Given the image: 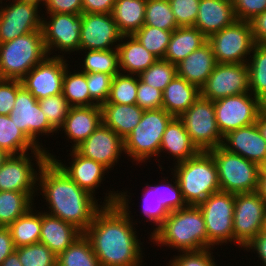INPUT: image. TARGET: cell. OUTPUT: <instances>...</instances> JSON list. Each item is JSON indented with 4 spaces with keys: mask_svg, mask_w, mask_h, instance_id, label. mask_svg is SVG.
<instances>
[{
    "mask_svg": "<svg viewBox=\"0 0 266 266\" xmlns=\"http://www.w3.org/2000/svg\"><path fill=\"white\" fill-rule=\"evenodd\" d=\"M128 197L127 191L119 192L117 204L103 205L84 232L100 266L142 265V242L134 231Z\"/></svg>",
    "mask_w": 266,
    "mask_h": 266,
    "instance_id": "cell-1",
    "label": "cell"
},
{
    "mask_svg": "<svg viewBox=\"0 0 266 266\" xmlns=\"http://www.w3.org/2000/svg\"><path fill=\"white\" fill-rule=\"evenodd\" d=\"M39 172L38 182L42 191L40 195L49 206L47 213L60 218L75 226L82 233L92 223L97 211L103 205L117 204L118 191H109L105 196V202L98 205L96 197L81 189L76 182L71 180L65 172L51 159L37 170ZM117 192V193H116Z\"/></svg>",
    "mask_w": 266,
    "mask_h": 266,
    "instance_id": "cell-2",
    "label": "cell"
},
{
    "mask_svg": "<svg viewBox=\"0 0 266 266\" xmlns=\"http://www.w3.org/2000/svg\"><path fill=\"white\" fill-rule=\"evenodd\" d=\"M151 242L178 252L199 251L208 248V234L200 208L188 205L171 211L164 222L150 234Z\"/></svg>",
    "mask_w": 266,
    "mask_h": 266,
    "instance_id": "cell-3",
    "label": "cell"
},
{
    "mask_svg": "<svg viewBox=\"0 0 266 266\" xmlns=\"http://www.w3.org/2000/svg\"><path fill=\"white\" fill-rule=\"evenodd\" d=\"M172 173L187 205H198L220 190L217 167L209 152L200 151L194 157L175 164Z\"/></svg>",
    "mask_w": 266,
    "mask_h": 266,
    "instance_id": "cell-4",
    "label": "cell"
},
{
    "mask_svg": "<svg viewBox=\"0 0 266 266\" xmlns=\"http://www.w3.org/2000/svg\"><path fill=\"white\" fill-rule=\"evenodd\" d=\"M47 57L42 31H33L0 43V78L21 80Z\"/></svg>",
    "mask_w": 266,
    "mask_h": 266,
    "instance_id": "cell-5",
    "label": "cell"
},
{
    "mask_svg": "<svg viewBox=\"0 0 266 266\" xmlns=\"http://www.w3.org/2000/svg\"><path fill=\"white\" fill-rule=\"evenodd\" d=\"M174 118L163 108L144 110L139 124L123 140L124 152L133 161L147 162L150 157H158L162 135L167 125Z\"/></svg>",
    "mask_w": 266,
    "mask_h": 266,
    "instance_id": "cell-6",
    "label": "cell"
},
{
    "mask_svg": "<svg viewBox=\"0 0 266 266\" xmlns=\"http://www.w3.org/2000/svg\"><path fill=\"white\" fill-rule=\"evenodd\" d=\"M216 164L220 190L228 193L257 192L260 166L222 146L208 151Z\"/></svg>",
    "mask_w": 266,
    "mask_h": 266,
    "instance_id": "cell-7",
    "label": "cell"
},
{
    "mask_svg": "<svg viewBox=\"0 0 266 266\" xmlns=\"http://www.w3.org/2000/svg\"><path fill=\"white\" fill-rule=\"evenodd\" d=\"M199 151L208 152L222 146L213 101L199 97L187 111L178 117Z\"/></svg>",
    "mask_w": 266,
    "mask_h": 266,
    "instance_id": "cell-8",
    "label": "cell"
},
{
    "mask_svg": "<svg viewBox=\"0 0 266 266\" xmlns=\"http://www.w3.org/2000/svg\"><path fill=\"white\" fill-rule=\"evenodd\" d=\"M216 63H247L256 45L250 22L236 20L233 24L207 38Z\"/></svg>",
    "mask_w": 266,
    "mask_h": 266,
    "instance_id": "cell-9",
    "label": "cell"
},
{
    "mask_svg": "<svg viewBox=\"0 0 266 266\" xmlns=\"http://www.w3.org/2000/svg\"><path fill=\"white\" fill-rule=\"evenodd\" d=\"M197 206L205 220L208 248L233 242L234 193L219 191Z\"/></svg>",
    "mask_w": 266,
    "mask_h": 266,
    "instance_id": "cell-10",
    "label": "cell"
},
{
    "mask_svg": "<svg viewBox=\"0 0 266 266\" xmlns=\"http://www.w3.org/2000/svg\"><path fill=\"white\" fill-rule=\"evenodd\" d=\"M213 105L216 123L222 136L256 123L258 115L266 107L251 92L215 100Z\"/></svg>",
    "mask_w": 266,
    "mask_h": 266,
    "instance_id": "cell-11",
    "label": "cell"
},
{
    "mask_svg": "<svg viewBox=\"0 0 266 266\" xmlns=\"http://www.w3.org/2000/svg\"><path fill=\"white\" fill-rule=\"evenodd\" d=\"M266 202L257 192L234 194L233 242L242 249L263 230Z\"/></svg>",
    "mask_w": 266,
    "mask_h": 266,
    "instance_id": "cell-12",
    "label": "cell"
},
{
    "mask_svg": "<svg viewBox=\"0 0 266 266\" xmlns=\"http://www.w3.org/2000/svg\"><path fill=\"white\" fill-rule=\"evenodd\" d=\"M247 92H250L247 63H216L200 88V96L211 101Z\"/></svg>",
    "mask_w": 266,
    "mask_h": 266,
    "instance_id": "cell-13",
    "label": "cell"
},
{
    "mask_svg": "<svg viewBox=\"0 0 266 266\" xmlns=\"http://www.w3.org/2000/svg\"><path fill=\"white\" fill-rule=\"evenodd\" d=\"M50 20L42 18V34L48 56L51 51L61 52L79 51L80 32L82 27L81 15L70 13H54L48 15ZM55 48V49H54Z\"/></svg>",
    "mask_w": 266,
    "mask_h": 266,
    "instance_id": "cell-14",
    "label": "cell"
},
{
    "mask_svg": "<svg viewBox=\"0 0 266 266\" xmlns=\"http://www.w3.org/2000/svg\"><path fill=\"white\" fill-rule=\"evenodd\" d=\"M18 128L41 150L44 148L38 140L39 135L49 136L50 133H57L50 125L45 114L42 112L38 100L22 87L17 92L13 110L9 114ZM40 143V144H39Z\"/></svg>",
    "mask_w": 266,
    "mask_h": 266,
    "instance_id": "cell-15",
    "label": "cell"
},
{
    "mask_svg": "<svg viewBox=\"0 0 266 266\" xmlns=\"http://www.w3.org/2000/svg\"><path fill=\"white\" fill-rule=\"evenodd\" d=\"M64 55L48 56L21 79L22 86L37 100L62 94L63 76L69 65Z\"/></svg>",
    "mask_w": 266,
    "mask_h": 266,
    "instance_id": "cell-16",
    "label": "cell"
},
{
    "mask_svg": "<svg viewBox=\"0 0 266 266\" xmlns=\"http://www.w3.org/2000/svg\"><path fill=\"white\" fill-rule=\"evenodd\" d=\"M0 7V43L12 41L33 31H42L39 6L12 0L8 5Z\"/></svg>",
    "mask_w": 266,
    "mask_h": 266,
    "instance_id": "cell-17",
    "label": "cell"
},
{
    "mask_svg": "<svg viewBox=\"0 0 266 266\" xmlns=\"http://www.w3.org/2000/svg\"><path fill=\"white\" fill-rule=\"evenodd\" d=\"M81 17L80 51L117 49L122 34L112 14L82 13Z\"/></svg>",
    "mask_w": 266,
    "mask_h": 266,
    "instance_id": "cell-18",
    "label": "cell"
},
{
    "mask_svg": "<svg viewBox=\"0 0 266 266\" xmlns=\"http://www.w3.org/2000/svg\"><path fill=\"white\" fill-rule=\"evenodd\" d=\"M75 150L111 170L122 152L124 153V141L112 129L101 123Z\"/></svg>",
    "mask_w": 266,
    "mask_h": 266,
    "instance_id": "cell-19",
    "label": "cell"
},
{
    "mask_svg": "<svg viewBox=\"0 0 266 266\" xmlns=\"http://www.w3.org/2000/svg\"><path fill=\"white\" fill-rule=\"evenodd\" d=\"M32 161L27 153L9 155L0 167V191L37 193L39 173Z\"/></svg>",
    "mask_w": 266,
    "mask_h": 266,
    "instance_id": "cell-20",
    "label": "cell"
},
{
    "mask_svg": "<svg viewBox=\"0 0 266 266\" xmlns=\"http://www.w3.org/2000/svg\"><path fill=\"white\" fill-rule=\"evenodd\" d=\"M222 147L261 166L266 161V140L256 123L228 132Z\"/></svg>",
    "mask_w": 266,
    "mask_h": 266,
    "instance_id": "cell-21",
    "label": "cell"
},
{
    "mask_svg": "<svg viewBox=\"0 0 266 266\" xmlns=\"http://www.w3.org/2000/svg\"><path fill=\"white\" fill-rule=\"evenodd\" d=\"M46 151L49 159L53 160L81 189L92 196L96 192L94 189L99 187L103 178H105V173L108 172V169L101 163L80 155L75 149L70 150L69 154L72 157V161L68 167L55 158L56 156L49 153V150Z\"/></svg>",
    "mask_w": 266,
    "mask_h": 266,
    "instance_id": "cell-22",
    "label": "cell"
},
{
    "mask_svg": "<svg viewBox=\"0 0 266 266\" xmlns=\"http://www.w3.org/2000/svg\"><path fill=\"white\" fill-rule=\"evenodd\" d=\"M102 123L101 106L70 107L64 123L58 130L71 139L72 150L84 142ZM63 128V129H62Z\"/></svg>",
    "mask_w": 266,
    "mask_h": 266,
    "instance_id": "cell-23",
    "label": "cell"
},
{
    "mask_svg": "<svg viewBox=\"0 0 266 266\" xmlns=\"http://www.w3.org/2000/svg\"><path fill=\"white\" fill-rule=\"evenodd\" d=\"M236 20L232 0H200L198 17L193 27L208 38Z\"/></svg>",
    "mask_w": 266,
    "mask_h": 266,
    "instance_id": "cell-24",
    "label": "cell"
},
{
    "mask_svg": "<svg viewBox=\"0 0 266 266\" xmlns=\"http://www.w3.org/2000/svg\"><path fill=\"white\" fill-rule=\"evenodd\" d=\"M0 149L9 155L34 154L37 168L49 159L46 150L39 149L13 122L9 115H0ZM29 149L31 153H29Z\"/></svg>",
    "mask_w": 266,
    "mask_h": 266,
    "instance_id": "cell-25",
    "label": "cell"
},
{
    "mask_svg": "<svg viewBox=\"0 0 266 266\" xmlns=\"http://www.w3.org/2000/svg\"><path fill=\"white\" fill-rule=\"evenodd\" d=\"M83 233L75 226L42 211V227L39 242L56 256L64 252Z\"/></svg>",
    "mask_w": 266,
    "mask_h": 266,
    "instance_id": "cell-26",
    "label": "cell"
},
{
    "mask_svg": "<svg viewBox=\"0 0 266 266\" xmlns=\"http://www.w3.org/2000/svg\"><path fill=\"white\" fill-rule=\"evenodd\" d=\"M215 65L212 47L206 42L176 65L177 76L200 89L207 81Z\"/></svg>",
    "mask_w": 266,
    "mask_h": 266,
    "instance_id": "cell-27",
    "label": "cell"
},
{
    "mask_svg": "<svg viewBox=\"0 0 266 266\" xmlns=\"http://www.w3.org/2000/svg\"><path fill=\"white\" fill-rule=\"evenodd\" d=\"M120 42L117 46L120 73L139 76L158 59L133 35H122Z\"/></svg>",
    "mask_w": 266,
    "mask_h": 266,
    "instance_id": "cell-28",
    "label": "cell"
},
{
    "mask_svg": "<svg viewBox=\"0 0 266 266\" xmlns=\"http://www.w3.org/2000/svg\"><path fill=\"white\" fill-rule=\"evenodd\" d=\"M102 123L123 140L139 124L144 112L137 104L104 103L101 105Z\"/></svg>",
    "mask_w": 266,
    "mask_h": 266,
    "instance_id": "cell-29",
    "label": "cell"
},
{
    "mask_svg": "<svg viewBox=\"0 0 266 266\" xmlns=\"http://www.w3.org/2000/svg\"><path fill=\"white\" fill-rule=\"evenodd\" d=\"M167 151L176 160V163L186 161L197 155L200 151L193 144L189 134L184 128L183 122L174 117L166 127L162 135L159 154Z\"/></svg>",
    "mask_w": 266,
    "mask_h": 266,
    "instance_id": "cell-30",
    "label": "cell"
},
{
    "mask_svg": "<svg viewBox=\"0 0 266 266\" xmlns=\"http://www.w3.org/2000/svg\"><path fill=\"white\" fill-rule=\"evenodd\" d=\"M207 42V37L196 27H178L172 32L164 60L177 65Z\"/></svg>",
    "mask_w": 266,
    "mask_h": 266,
    "instance_id": "cell-31",
    "label": "cell"
},
{
    "mask_svg": "<svg viewBox=\"0 0 266 266\" xmlns=\"http://www.w3.org/2000/svg\"><path fill=\"white\" fill-rule=\"evenodd\" d=\"M200 97V89L176 76L163 91L162 108L174 117H179L183 112Z\"/></svg>",
    "mask_w": 266,
    "mask_h": 266,
    "instance_id": "cell-32",
    "label": "cell"
},
{
    "mask_svg": "<svg viewBox=\"0 0 266 266\" xmlns=\"http://www.w3.org/2000/svg\"><path fill=\"white\" fill-rule=\"evenodd\" d=\"M147 0H116L113 19L122 35H133L145 22Z\"/></svg>",
    "mask_w": 266,
    "mask_h": 266,
    "instance_id": "cell-33",
    "label": "cell"
},
{
    "mask_svg": "<svg viewBox=\"0 0 266 266\" xmlns=\"http://www.w3.org/2000/svg\"><path fill=\"white\" fill-rule=\"evenodd\" d=\"M33 208L34 206L8 226L15 248L39 243L42 212H34Z\"/></svg>",
    "mask_w": 266,
    "mask_h": 266,
    "instance_id": "cell-34",
    "label": "cell"
},
{
    "mask_svg": "<svg viewBox=\"0 0 266 266\" xmlns=\"http://www.w3.org/2000/svg\"><path fill=\"white\" fill-rule=\"evenodd\" d=\"M35 192L0 191V226L8 227L33 204Z\"/></svg>",
    "mask_w": 266,
    "mask_h": 266,
    "instance_id": "cell-35",
    "label": "cell"
},
{
    "mask_svg": "<svg viewBox=\"0 0 266 266\" xmlns=\"http://www.w3.org/2000/svg\"><path fill=\"white\" fill-rule=\"evenodd\" d=\"M251 54L247 62L249 90L266 106V45L256 44Z\"/></svg>",
    "mask_w": 266,
    "mask_h": 266,
    "instance_id": "cell-36",
    "label": "cell"
},
{
    "mask_svg": "<svg viewBox=\"0 0 266 266\" xmlns=\"http://www.w3.org/2000/svg\"><path fill=\"white\" fill-rule=\"evenodd\" d=\"M57 266H100L89 239L84 233L57 256Z\"/></svg>",
    "mask_w": 266,
    "mask_h": 266,
    "instance_id": "cell-37",
    "label": "cell"
},
{
    "mask_svg": "<svg viewBox=\"0 0 266 266\" xmlns=\"http://www.w3.org/2000/svg\"><path fill=\"white\" fill-rule=\"evenodd\" d=\"M80 70L84 73H105L113 77L120 73L118 50H85V57Z\"/></svg>",
    "mask_w": 266,
    "mask_h": 266,
    "instance_id": "cell-38",
    "label": "cell"
},
{
    "mask_svg": "<svg viewBox=\"0 0 266 266\" xmlns=\"http://www.w3.org/2000/svg\"><path fill=\"white\" fill-rule=\"evenodd\" d=\"M68 69L66 67L63 76V96L71 107L90 106V94L86 82V73L82 71L72 73Z\"/></svg>",
    "mask_w": 266,
    "mask_h": 266,
    "instance_id": "cell-39",
    "label": "cell"
},
{
    "mask_svg": "<svg viewBox=\"0 0 266 266\" xmlns=\"http://www.w3.org/2000/svg\"><path fill=\"white\" fill-rule=\"evenodd\" d=\"M144 25L166 31H174L179 26L168 0H147Z\"/></svg>",
    "mask_w": 266,
    "mask_h": 266,
    "instance_id": "cell-40",
    "label": "cell"
},
{
    "mask_svg": "<svg viewBox=\"0 0 266 266\" xmlns=\"http://www.w3.org/2000/svg\"><path fill=\"white\" fill-rule=\"evenodd\" d=\"M172 32L143 25L133 36L158 59H164Z\"/></svg>",
    "mask_w": 266,
    "mask_h": 266,
    "instance_id": "cell-41",
    "label": "cell"
},
{
    "mask_svg": "<svg viewBox=\"0 0 266 266\" xmlns=\"http://www.w3.org/2000/svg\"><path fill=\"white\" fill-rule=\"evenodd\" d=\"M137 75L119 73L112 79L109 98L106 103L136 104Z\"/></svg>",
    "mask_w": 266,
    "mask_h": 266,
    "instance_id": "cell-42",
    "label": "cell"
},
{
    "mask_svg": "<svg viewBox=\"0 0 266 266\" xmlns=\"http://www.w3.org/2000/svg\"><path fill=\"white\" fill-rule=\"evenodd\" d=\"M177 76L176 65L164 60L157 59L150 67L142 72L138 77L139 79L155 87L162 92L167 85Z\"/></svg>",
    "mask_w": 266,
    "mask_h": 266,
    "instance_id": "cell-43",
    "label": "cell"
},
{
    "mask_svg": "<svg viewBox=\"0 0 266 266\" xmlns=\"http://www.w3.org/2000/svg\"><path fill=\"white\" fill-rule=\"evenodd\" d=\"M22 266H57V256L44 244L15 248Z\"/></svg>",
    "mask_w": 266,
    "mask_h": 266,
    "instance_id": "cell-44",
    "label": "cell"
},
{
    "mask_svg": "<svg viewBox=\"0 0 266 266\" xmlns=\"http://www.w3.org/2000/svg\"><path fill=\"white\" fill-rule=\"evenodd\" d=\"M146 188L142 194L143 202L142 206V215L146 216L149 221L155 224L158 228L169 215V211L165 206L159 201L158 197V184L149 185L145 184ZM154 200V201H153Z\"/></svg>",
    "mask_w": 266,
    "mask_h": 266,
    "instance_id": "cell-45",
    "label": "cell"
},
{
    "mask_svg": "<svg viewBox=\"0 0 266 266\" xmlns=\"http://www.w3.org/2000/svg\"><path fill=\"white\" fill-rule=\"evenodd\" d=\"M38 103L50 125L58 132L71 107L68 101L63 94H58L40 99Z\"/></svg>",
    "mask_w": 266,
    "mask_h": 266,
    "instance_id": "cell-46",
    "label": "cell"
},
{
    "mask_svg": "<svg viewBox=\"0 0 266 266\" xmlns=\"http://www.w3.org/2000/svg\"><path fill=\"white\" fill-rule=\"evenodd\" d=\"M113 76L105 73H86V82L90 94V106L106 103Z\"/></svg>",
    "mask_w": 266,
    "mask_h": 266,
    "instance_id": "cell-47",
    "label": "cell"
},
{
    "mask_svg": "<svg viewBox=\"0 0 266 266\" xmlns=\"http://www.w3.org/2000/svg\"><path fill=\"white\" fill-rule=\"evenodd\" d=\"M179 27L194 26L200 0H168Z\"/></svg>",
    "mask_w": 266,
    "mask_h": 266,
    "instance_id": "cell-48",
    "label": "cell"
},
{
    "mask_svg": "<svg viewBox=\"0 0 266 266\" xmlns=\"http://www.w3.org/2000/svg\"><path fill=\"white\" fill-rule=\"evenodd\" d=\"M173 178V180H175V182L173 181V184L169 181L167 183L165 182V184L158 183L159 201H161L169 212L188 206L183 198L176 177L173 176Z\"/></svg>",
    "mask_w": 266,
    "mask_h": 266,
    "instance_id": "cell-49",
    "label": "cell"
},
{
    "mask_svg": "<svg viewBox=\"0 0 266 266\" xmlns=\"http://www.w3.org/2000/svg\"><path fill=\"white\" fill-rule=\"evenodd\" d=\"M210 248L199 251L181 252L170 259L168 266H217Z\"/></svg>",
    "mask_w": 266,
    "mask_h": 266,
    "instance_id": "cell-50",
    "label": "cell"
},
{
    "mask_svg": "<svg viewBox=\"0 0 266 266\" xmlns=\"http://www.w3.org/2000/svg\"><path fill=\"white\" fill-rule=\"evenodd\" d=\"M163 92L142 82L137 76L136 104L143 110L162 108Z\"/></svg>",
    "mask_w": 266,
    "mask_h": 266,
    "instance_id": "cell-51",
    "label": "cell"
},
{
    "mask_svg": "<svg viewBox=\"0 0 266 266\" xmlns=\"http://www.w3.org/2000/svg\"><path fill=\"white\" fill-rule=\"evenodd\" d=\"M21 80L0 78V115H9L22 88Z\"/></svg>",
    "mask_w": 266,
    "mask_h": 266,
    "instance_id": "cell-52",
    "label": "cell"
},
{
    "mask_svg": "<svg viewBox=\"0 0 266 266\" xmlns=\"http://www.w3.org/2000/svg\"><path fill=\"white\" fill-rule=\"evenodd\" d=\"M237 20L250 22L266 10V0H232Z\"/></svg>",
    "mask_w": 266,
    "mask_h": 266,
    "instance_id": "cell-53",
    "label": "cell"
},
{
    "mask_svg": "<svg viewBox=\"0 0 266 266\" xmlns=\"http://www.w3.org/2000/svg\"><path fill=\"white\" fill-rule=\"evenodd\" d=\"M44 6L47 9V14H82V0H45Z\"/></svg>",
    "mask_w": 266,
    "mask_h": 266,
    "instance_id": "cell-54",
    "label": "cell"
},
{
    "mask_svg": "<svg viewBox=\"0 0 266 266\" xmlns=\"http://www.w3.org/2000/svg\"><path fill=\"white\" fill-rule=\"evenodd\" d=\"M116 0H82V13L112 14Z\"/></svg>",
    "mask_w": 266,
    "mask_h": 266,
    "instance_id": "cell-55",
    "label": "cell"
},
{
    "mask_svg": "<svg viewBox=\"0 0 266 266\" xmlns=\"http://www.w3.org/2000/svg\"><path fill=\"white\" fill-rule=\"evenodd\" d=\"M253 38L256 44L266 45V10L250 21Z\"/></svg>",
    "mask_w": 266,
    "mask_h": 266,
    "instance_id": "cell-56",
    "label": "cell"
},
{
    "mask_svg": "<svg viewBox=\"0 0 266 266\" xmlns=\"http://www.w3.org/2000/svg\"><path fill=\"white\" fill-rule=\"evenodd\" d=\"M247 251H256L257 256L262 261V265L266 266V232L261 230L257 236L244 247ZM264 263V264H263Z\"/></svg>",
    "mask_w": 266,
    "mask_h": 266,
    "instance_id": "cell-57",
    "label": "cell"
},
{
    "mask_svg": "<svg viewBox=\"0 0 266 266\" xmlns=\"http://www.w3.org/2000/svg\"><path fill=\"white\" fill-rule=\"evenodd\" d=\"M13 251L15 247L9 228L0 226V265Z\"/></svg>",
    "mask_w": 266,
    "mask_h": 266,
    "instance_id": "cell-58",
    "label": "cell"
},
{
    "mask_svg": "<svg viewBox=\"0 0 266 266\" xmlns=\"http://www.w3.org/2000/svg\"><path fill=\"white\" fill-rule=\"evenodd\" d=\"M256 125L261 133V136L266 140V107L258 115Z\"/></svg>",
    "mask_w": 266,
    "mask_h": 266,
    "instance_id": "cell-59",
    "label": "cell"
},
{
    "mask_svg": "<svg viewBox=\"0 0 266 266\" xmlns=\"http://www.w3.org/2000/svg\"><path fill=\"white\" fill-rule=\"evenodd\" d=\"M0 266H22L18 257V253L13 251Z\"/></svg>",
    "mask_w": 266,
    "mask_h": 266,
    "instance_id": "cell-60",
    "label": "cell"
},
{
    "mask_svg": "<svg viewBox=\"0 0 266 266\" xmlns=\"http://www.w3.org/2000/svg\"><path fill=\"white\" fill-rule=\"evenodd\" d=\"M257 193L266 202V176H259Z\"/></svg>",
    "mask_w": 266,
    "mask_h": 266,
    "instance_id": "cell-61",
    "label": "cell"
},
{
    "mask_svg": "<svg viewBox=\"0 0 266 266\" xmlns=\"http://www.w3.org/2000/svg\"><path fill=\"white\" fill-rule=\"evenodd\" d=\"M17 1L34 4V5L39 6V7L42 5V3L44 5V2H45V0H17ZM39 4H41V5H39Z\"/></svg>",
    "mask_w": 266,
    "mask_h": 266,
    "instance_id": "cell-62",
    "label": "cell"
},
{
    "mask_svg": "<svg viewBox=\"0 0 266 266\" xmlns=\"http://www.w3.org/2000/svg\"><path fill=\"white\" fill-rule=\"evenodd\" d=\"M9 157V154L6 153L3 149H0V167L3 165L4 161Z\"/></svg>",
    "mask_w": 266,
    "mask_h": 266,
    "instance_id": "cell-63",
    "label": "cell"
},
{
    "mask_svg": "<svg viewBox=\"0 0 266 266\" xmlns=\"http://www.w3.org/2000/svg\"><path fill=\"white\" fill-rule=\"evenodd\" d=\"M259 176H266V161L260 166Z\"/></svg>",
    "mask_w": 266,
    "mask_h": 266,
    "instance_id": "cell-64",
    "label": "cell"
},
{
    "mask_svg": "<svg viewBox=\"0 0 266 266\" xmlns=\"http://www.w3.org/2000/svg\"><path fill=\"white\" fill-rule=\"evenodd\" d=\"M263 230L266 232V212H265V218H264V226H263Z\"/></svg>",
    "mask_w": 266,
    "mask_h": 266,
    "instance_id": "cell-65",
    "label": "cell"
}]
</instances>
